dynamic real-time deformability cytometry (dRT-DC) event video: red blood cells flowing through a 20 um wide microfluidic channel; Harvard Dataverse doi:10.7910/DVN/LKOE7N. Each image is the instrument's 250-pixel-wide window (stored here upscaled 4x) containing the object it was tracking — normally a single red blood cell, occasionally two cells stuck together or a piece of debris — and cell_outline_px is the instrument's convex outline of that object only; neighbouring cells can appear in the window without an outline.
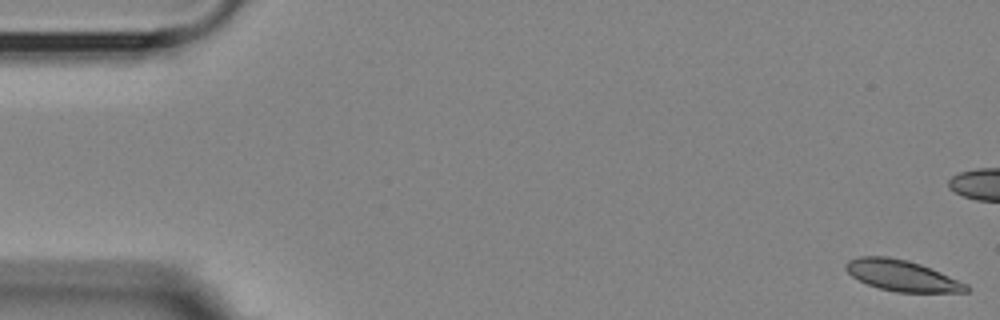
{"species": "Egyptian fruit bat (a non-hibernating species)", "species_latin": "Rousettus aegyptiacus", "temperature_condition": "room temperature", "stored_images_in_passage": 23, "camera_frame_rate_fps": 3000, "um_per_image_px": 0.085, "animal": {"sex": "female"}, "frame": {"image": 1, "passage_image": 1, "time_ms": 0.0, "image_size_px": [1000, 320], "cell_outline_px": [[972, 288], [968, 292], [896, 292], [880, 288], [868, 284], [852, 276], [844, 268], [844, 264], [848, 260], [860, 256], [888, 256], [908, 260], [920, 264], [940, 272], [968, 284]], "centroid_in_image_um": [76.68, 23.42], "position_along_channel_um": 8.3, "area_um2": 21.73}}